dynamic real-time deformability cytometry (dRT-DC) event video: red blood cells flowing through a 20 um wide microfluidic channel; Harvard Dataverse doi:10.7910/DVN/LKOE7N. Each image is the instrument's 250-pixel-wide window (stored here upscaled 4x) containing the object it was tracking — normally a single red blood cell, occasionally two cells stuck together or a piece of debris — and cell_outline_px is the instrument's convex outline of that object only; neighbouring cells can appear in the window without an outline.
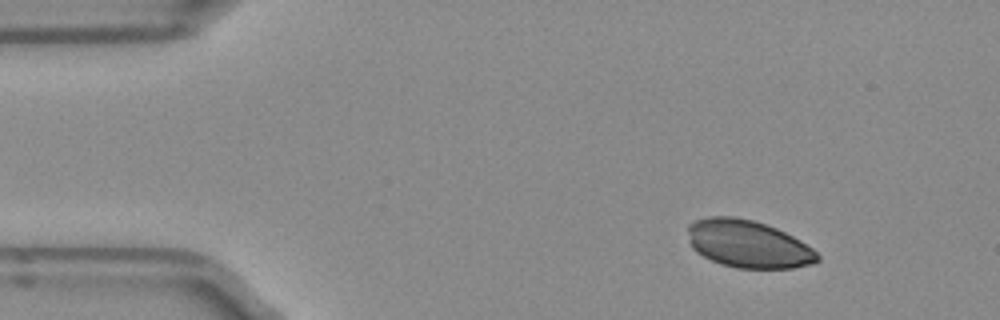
{"species": "Egyptian fruit bat (a non-hibernating species)", "species_latin": "Rousettus aegyptiacus", "temperature_condition": "room temperature", "stored_images_in_passage": 4, "camera_frame_rate_fps": 3000, "um_per_image_px": 0.085, "frame": {"image": 1, "passage_image": 1, "time_ms": 0.0, "image_size_px": [1000, 320], "cell_outline_px": [[820, 260], [812, 264], [792, 268], [736, 268], [720, 264], [696, 252], [692, 248], [688, 240], [688, 224], [696, 220], [708, 216], [732, 216], [752, 220], [776, 228], [800, 240], [812, 248], [820, 256]], "centroid_in_image_um": [63.57, 20.74], "position_along_channel_um": 21.4, "area_um2": 35.95}}